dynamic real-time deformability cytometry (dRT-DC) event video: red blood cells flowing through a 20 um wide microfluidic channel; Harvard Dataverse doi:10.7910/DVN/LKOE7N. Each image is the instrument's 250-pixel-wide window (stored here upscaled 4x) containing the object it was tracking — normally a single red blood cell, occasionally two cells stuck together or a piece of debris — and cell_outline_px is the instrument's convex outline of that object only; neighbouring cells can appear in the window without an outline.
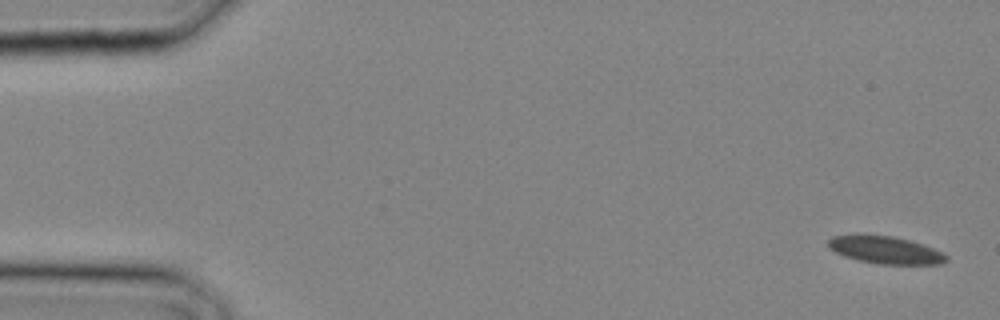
{"species": "common noctule bat (a hibernating species)", "species_latin": "Nyctalus noctula", "temperature_condition": "cold", "stored_images_in_passage": 30, "camera_frame_rate_fps": 3000, "um_per_image_px": 0.085, "animal": {"sex": "male", "body_mass_g": 20.4}, "frame": {"image": 1, "passage_image": 1, "time_ms": 0.0, "image_size_px": [1000, 320], "cell_outline_px": [[948, 260], [940, 264], [876, 264], [844, 256], [828, 248], [828, 240], [832, 236], [856, 232], [892, 236], [924, 244], [944, 252], [948, 256]], "centroid_in_image_um": [75.22, 21.21], "position_along_channel_um": 9.8, "area_um2": 19.48}}
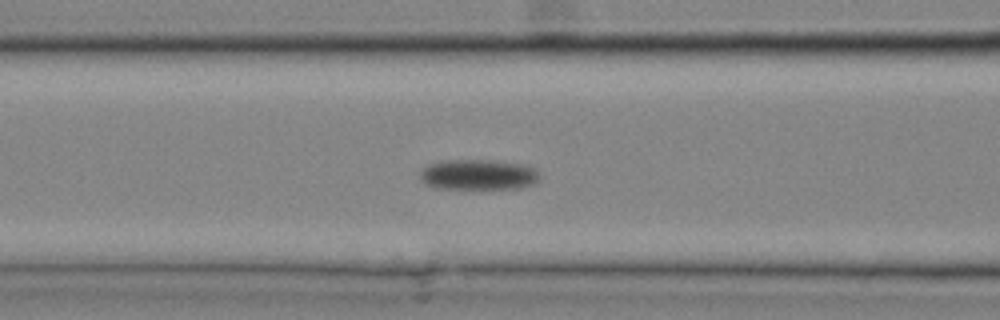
{"frame": {"image": 2, "passage_image": 13, "time_ms": 4.0, "image_size_px": [1000, 320], "cell_outline_px": [[540, 180], [536, 184], [520, 188], [432, 188], [424, 184], [420, 180], [420, 172], [428, 164], [440, 160], [496, 160], [524, 164], [536, 168]], "centroid_in_image_um": [40.66, 14.84], "position_along_channel_um": 125.9, "area_um2": 21.62}}
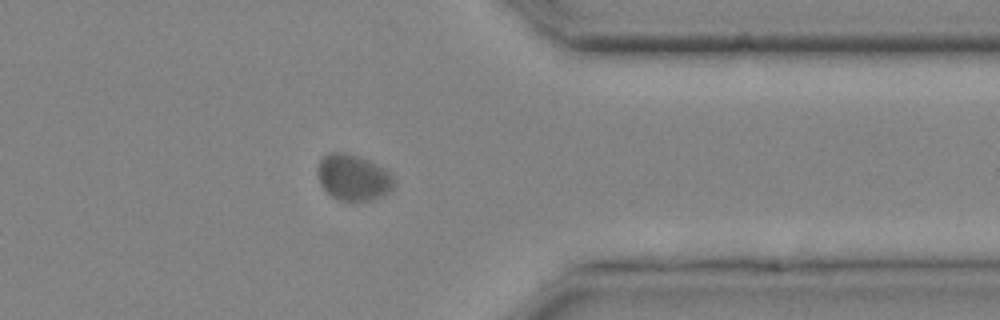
{"frame": {"image": 3, "passage_image": 26, "time_ms": 8.333, "image_size_px": [1000, 320], "cell_outline_px": [[396, 180], [392, 188], [388, 192], [372, 200], [340, 200], [332, 196], [320, 184], [316, 172], [316, 168], [320, 160], [328, 152], [344, 152], [356, 156], [384, 168], [392, 172]], "centroid_in_image_um": [30.02, 15.07], "position_along_channel_um": 381.4, "area_um2": 20.4}}